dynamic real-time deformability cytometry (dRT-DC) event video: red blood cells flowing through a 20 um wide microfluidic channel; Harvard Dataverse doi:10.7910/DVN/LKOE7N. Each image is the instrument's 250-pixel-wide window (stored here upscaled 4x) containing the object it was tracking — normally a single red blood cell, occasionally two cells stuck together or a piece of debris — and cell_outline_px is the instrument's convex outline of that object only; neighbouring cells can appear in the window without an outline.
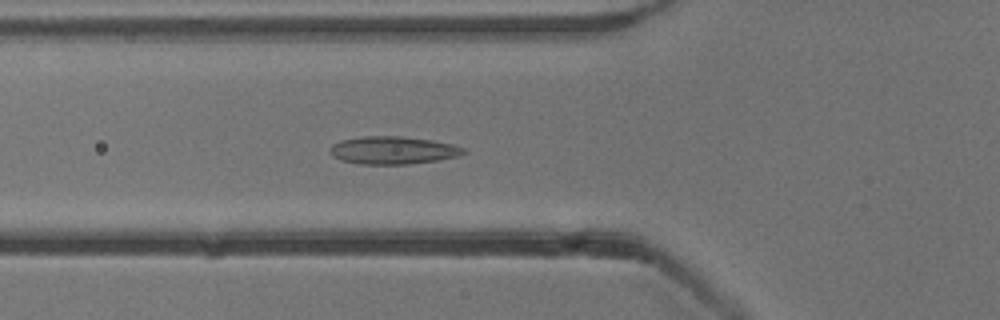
{"species": "common noctule bat (a hibernating species)", "species_latin": "Nyctalus noctula", "temperature_condition": "cold", "stored_images_in_passage": 48, "camera_frame_rate_fps": 3000, "um_per_image_px": 0.085, "animal": {"sex": "male", "body_mass_g": 13.3}, "frame": {"image": 1, "passage_image": 18, "time_ms": 5.667, "image_size_px": [1000, 320], "cell_outline_px": [[468, 152], [460, 156], [436, 160], [408, 164], [360, 164], [340, 160], [332, 156], [328, 152], [328, 148], [332, 144], [340, 140], [360, 136], [404, 136], [432, 140], [452, 144], [464, 148]], "centroid_in_image_um": [33.36, 12.76], "position_along_channel_um": 92.4, "area_um2": 21.91}}
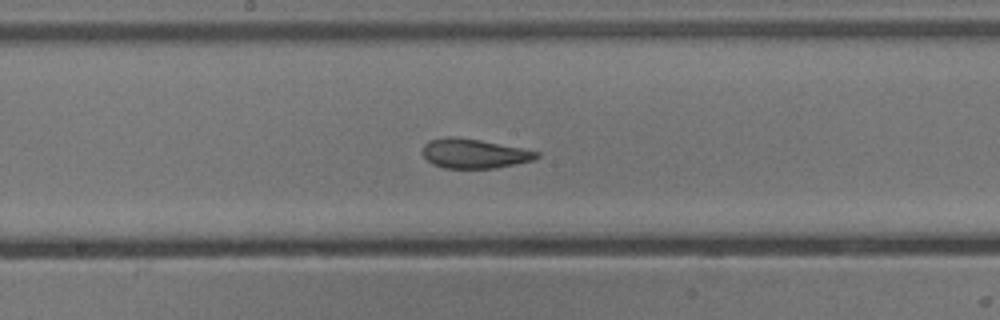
{"frame": {"image": 2, "passage_image": 27, "time_ms": 8.667, "image_size_px": [1000, 320], "cell_outline_px": [[540, 156], [532, 160], [516, 164], [496, 168], [444, 168], [432, 164], [424, 156], [424, 144], [428, 140], [444, 136], [452, 136], [480, 140], [540, 152]], "centroid_in_image_um": [40.28, 13.05], "position_along_channel_um": 207.9, "area_um2": 19.48}}
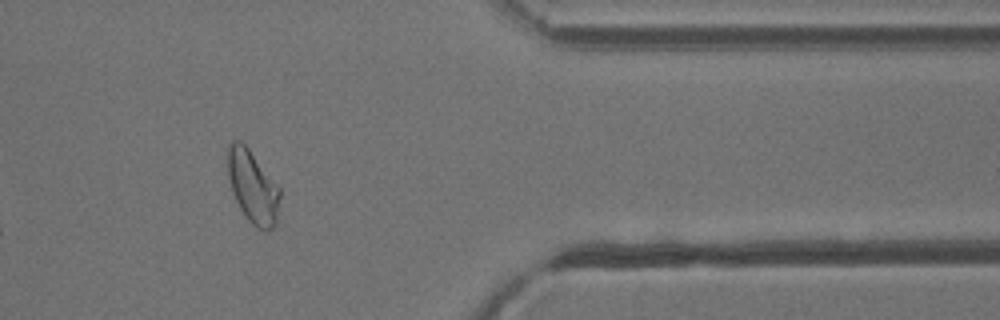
{"frame": {"image": 3, "passage_image": 43, "time_ms": 14.0, "image_size_px": [1000, 320], "cell_outline_px": [[280, 196], [276, 224], [268, 232], [264, 232], [252, 224], [244, 216], [232, 192], [228, 176], [228, 144], [232, 140], [240, 140], [248, 148], [280, 188]], "centroid_in_image_um": [21.48, 15.9], "position_along_channel_um": 389.9, "area_um2": 22.08}, "authors_computed_cell_mechanics": {"area_um2": 21.1548, "velocity_mm_per_s": 3.8274, "shape_relaxation_time_tau1_ms": 7.1637, "shape_relaxation_time_tau2_ms": 1.2295, "deformation_change_tau1": 0.1563, "deformation_change_tau2": 0.0732}}